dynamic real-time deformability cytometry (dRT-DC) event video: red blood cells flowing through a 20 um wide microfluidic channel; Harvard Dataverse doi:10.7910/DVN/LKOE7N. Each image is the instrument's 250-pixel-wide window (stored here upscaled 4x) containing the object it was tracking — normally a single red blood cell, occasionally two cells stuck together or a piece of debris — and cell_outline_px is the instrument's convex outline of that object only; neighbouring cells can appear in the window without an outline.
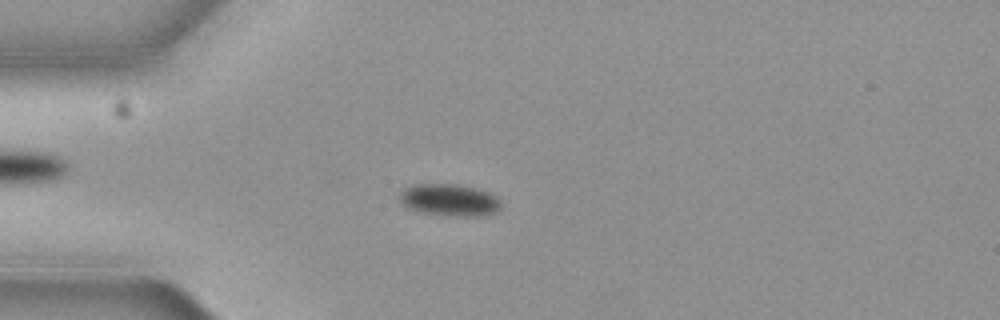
{"species": "common noctule bat (a hibernating species)", "species_latin": "Nyctalus noctula", "temperature_condition": "cold", "stored_images_in_passage": 6, "camera_frame_rate_fps": 3000, "um_per_image_px": 0.085, "animal": {"sex": "female", "body_mass_g": 19.3, "forearm_length_mm": 54.1}, "frame": {"image": 1, "passage_image": 4, "time_ms": 1.0, "image_size_px": [1000, 320], "cell_outline_px": [[500, 208], [496, 212], [484, 216], [452, 216], [424, 212], [408, 208], [400, 200], [400, 192], [404, 188], [412, 184], [460, 184], [476, 188], [488, 192], [496, 196], [500, 200]], "centroid_in_image_um": [38.23, 16.99], "position_along_channel_um": 46.8, "area_um2": 18.96}}
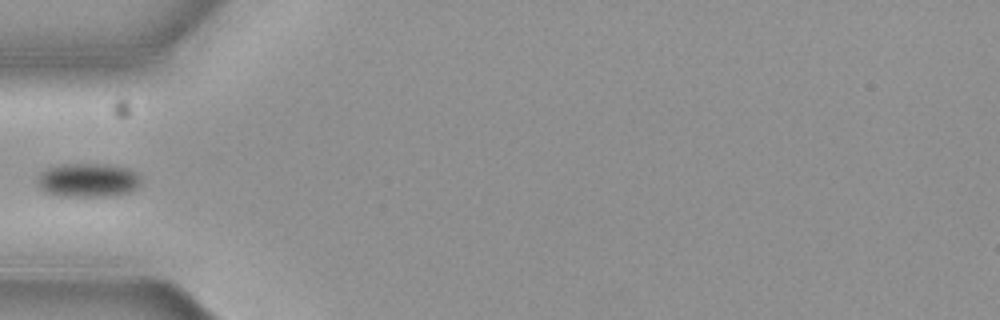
{"frame": {"image": 2, "passage_image": 5, "time_ms": 1.333, "image_size_px": [1000, 320], "cell_outline_px": [[140, 184], [136, 188], [128, 192], [112, 196], [56, 196], [40, 188], [40, 176], [48, 168], [64, 164], [108, 164], [128, 168], [136, 172], [140, 176]], "centroid_in_image_um": [7.55, 15.31], "position_along_channel_um": 77.4, "area_um2": 20.17}}
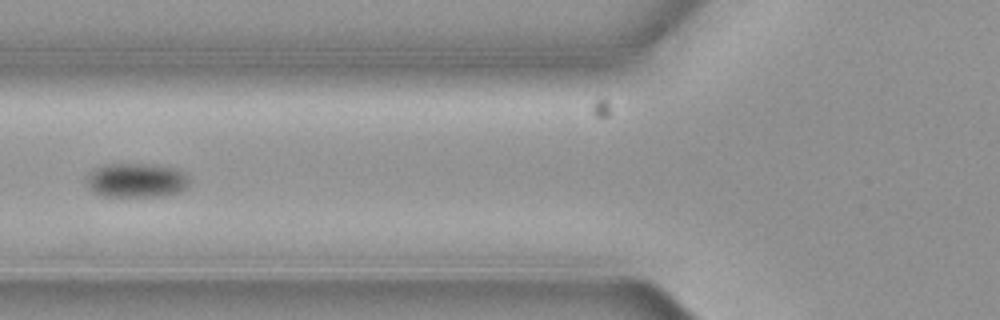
{"frame": {"image": 3, "passage_image": 6, "time_ms": 1.667, "image_size_px": [1000, 320], "cell_outline_px": [[188, 184], [180, 192], [168, 196], [104, 196], [92, 192], [88, 184], [88, 172], [96, 168], [108, 164], [152, 164], [176, 168], [184, 172], [188, 180]], "centroid_in_image_um": [11.61, 15.33], "position_along_channel_um": 114.2, "area_um2": 20.52}}